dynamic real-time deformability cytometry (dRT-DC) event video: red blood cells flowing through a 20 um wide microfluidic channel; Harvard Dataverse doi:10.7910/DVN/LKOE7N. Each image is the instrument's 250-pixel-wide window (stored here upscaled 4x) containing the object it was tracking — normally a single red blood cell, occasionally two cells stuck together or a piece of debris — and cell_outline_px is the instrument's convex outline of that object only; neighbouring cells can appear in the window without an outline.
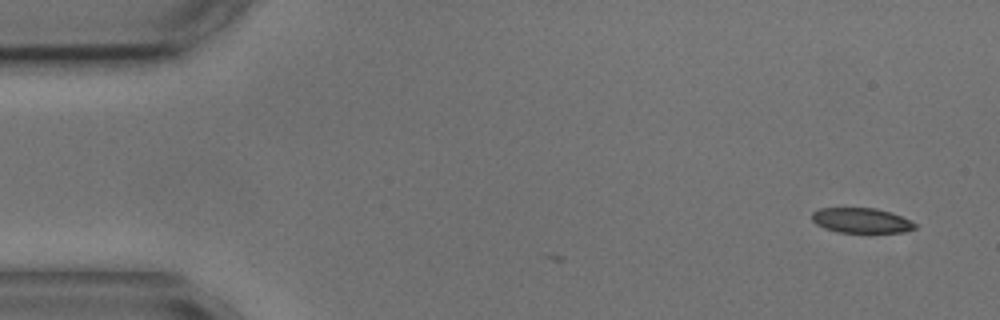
{"species": "common noctule bat (a hibernating species)", "species_latin": "Nyctalus noctula", "temperature_condition": "cold", "stored_images_in_passage": 6, "camera_frame_rate_fps": 3000, "um_per_image_px": 0.085, "animal": {"sex": "male", "body_mass_g": 17.9, "forearm_length_mm": 54.2}, "frame": {"image": 1, "passage_image": 1, "time_ms": 0.0, "image_size_px": [1000, 320], "cell_outline_px": [[916, 228], [904, 232], [836, 232], [824, 228], [816, 224], [812, 220], [812, 212], [820, 208], [876, 208], [892, 212], [916, 224]], "centroid_in_image_um": [73.18, 18.73], "position_along_channel_um": 11.8, "area_um2": 14.97}}